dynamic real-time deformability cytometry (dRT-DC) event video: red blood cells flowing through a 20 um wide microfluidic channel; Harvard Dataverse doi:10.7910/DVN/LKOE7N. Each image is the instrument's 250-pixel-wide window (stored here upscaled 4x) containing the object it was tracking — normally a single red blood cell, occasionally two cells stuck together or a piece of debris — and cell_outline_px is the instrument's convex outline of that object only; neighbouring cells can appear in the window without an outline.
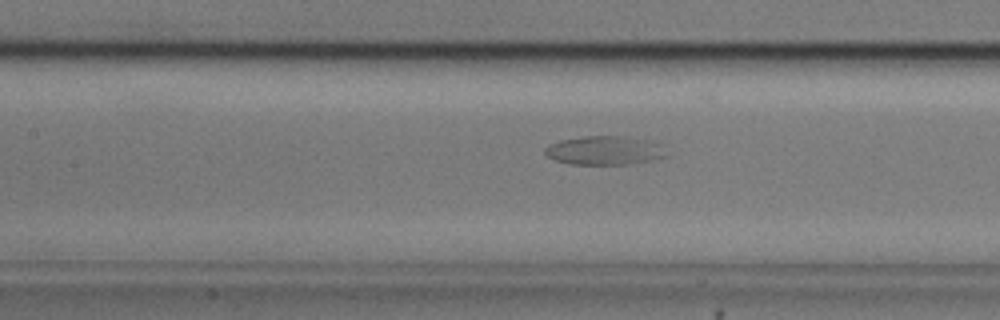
{"species": "common noctule bat (a hibernating species)", "species_latin": "Nyctalus noctula", "temperature_condition": "cold", "stored_images_in_passage": 45, "camera_frame_rate_fps": 3000, "um_per_image_px": 0.085, "animal": {"sex": "male", "body_mass_g": 20.5, "forearm_length_mm": 52.5}, "frame": {"image": 1, "passage_image": 12, "time_ms": 3.667, "image_size_px": [1000, 320], "cell_outline_px": [[664, 156], [648, 160], [628, 164], [568, 164], [556, 160], [548, 156], [544, 152], [544, 148], [548, 144], [560, 140], [584, 136], [628, 136], [648, 140], [660, 144]], "centroid_in_image_um": [51.3, 12.77], "position_along_channel_um": 156.1, "area_um2": 20.11}}
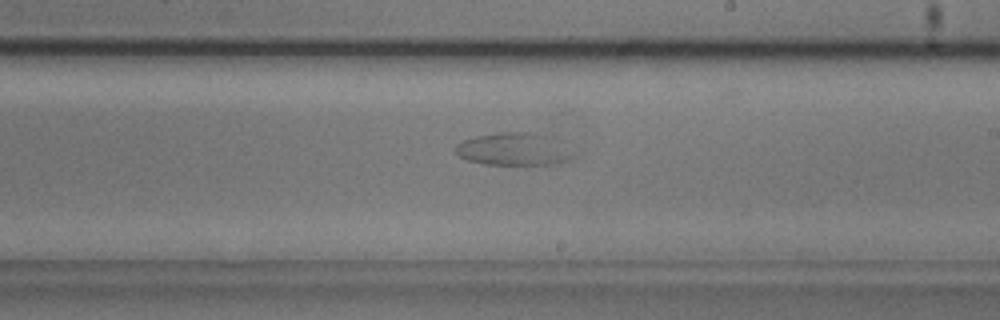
{"frame": {"image": 2, "passage_image": 20, "time_ms": 6.333, "image_size_px": [1000, 320], "cell_outline_px": [[572, 156], [564, 160], [552, 164], [484, 164], [468, 160], [460, 156], [456, 152], [456, 144], [464, 140], [476, 136], [500, 132], [532, 132], [544, 136]], "centroid_in_image_um": [43.46, 12.68], "position_along_channel_um": 245.5, "area_um2": 20.98}}